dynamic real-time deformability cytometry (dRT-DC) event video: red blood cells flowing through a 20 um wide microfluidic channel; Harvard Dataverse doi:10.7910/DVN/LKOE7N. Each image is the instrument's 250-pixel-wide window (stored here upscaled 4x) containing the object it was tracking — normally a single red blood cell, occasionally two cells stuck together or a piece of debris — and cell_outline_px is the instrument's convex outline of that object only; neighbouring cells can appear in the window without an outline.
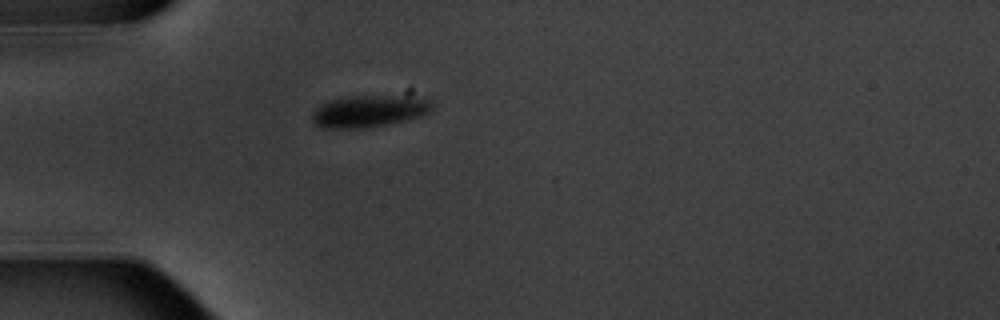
{"species": "common noctule bat (a hibernating species)", "species_latin": "Nyctalus noctula", "temperature_condition": "warm", "stored_images_in_passage": 1, "camera_frame_rate_fps": 3000, "um_per_image_px": 0.085, "animal": {"sex": "male", "body_mass_g": 20.1, "forearm_length_mm": 53.5}, "frame": {"image": 1, "passage_image": 1, "time_ms": 0.0, "image_size_px": [1000, 320], "cell_outline_px": [[432, 112], [420, 116], [404, 120], [364, 128], [320, 128], [312, 120], [312, 112], [320, 104], [332, 100], [352, 96], [424, 96], [432, 100]], "centroid_in_image_um": [31.41, 9.43], "position_along_channel_um": 53.6, "area_um2": 22.37}}